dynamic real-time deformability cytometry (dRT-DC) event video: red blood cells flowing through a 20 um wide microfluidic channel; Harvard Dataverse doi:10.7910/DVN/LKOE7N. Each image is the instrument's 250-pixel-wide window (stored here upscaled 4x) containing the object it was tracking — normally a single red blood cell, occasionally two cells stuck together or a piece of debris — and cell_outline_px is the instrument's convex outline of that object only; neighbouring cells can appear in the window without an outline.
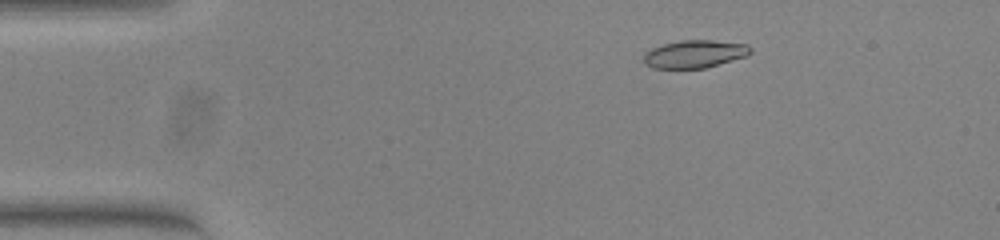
{"species": "common noctule bat (a hibernating species)", "species_latin": "Nyctalus noctula", "temperature_condition": "warm", "stored_images_in_passage": 54, "camera_frame_rate_fps": 3000, "um_per_image_px": 0.085, "animal": {"sex": "female", "body_mass_g": 23.0, "forearm_length_mm": 53.4}, "frame": {"image": 1, "passage_image": 9, "time_ms": 2.667, "image_size_px": [1000, 240], "cell_outline_px": [[752, 52], [748, 56], [704, 68], [652, 68], [644, 64], [644, 52], [652, 48], [664, 44], [680, 40], [712, 40], [748, 44], [752, 48]], "centroid_in_image_um": [59.06, 4.58], "position_along_channel_um": 25.9, "area_um2": 17.4}}
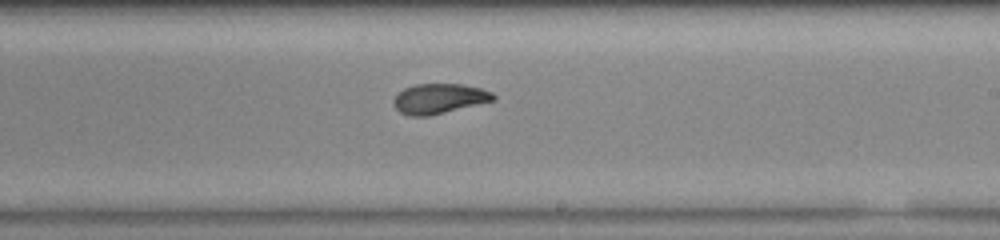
{"frame": {"image": 2, "passage_image": 32, "time_ms": 10.333, "image_size_px": [1000, 240], "cell_outline_px": [[496, 100], [428, 116], [412, 116], [400, 112], [392, 104], [392, 100], [404, 88], [416, 84], [464, 84], [480, 88], [492, 92], [496, 96]], "centroid_in_image_um": [37.34, 8.38], "position_along_channel_um": 251.7, "area_um2": 17.4}}
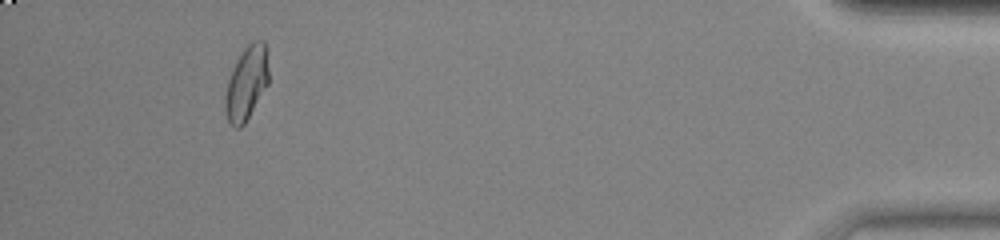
{"frame": {"image": 3, "passage_image": 50, "time_ms": 16.333, "image_size_px": [1000, 240], "cell_outline_px": [[268, 84], [244, 124], [240, 128], [236, 128], [228, 120], [224, 108], [224, 96], [228, 80], [232, 68], [244, 48], [252, 40], [264, 40], [268, 48]], "centroid_in_image_um": [20.96, 7.02], "position_along_channel_um": 414.2, "area_um2": 18.84}, "authors_computed_cell_mechanics": {"area_um2": 17.6868, "velocity_mm_per_s": 3.8398, "shape_relaxation_time_tau1_ms": null, "shape_relaxation_time_tau2_ms": 1.5889, "deformation_change_tau1": null, "deformation_change_tau2": 0.0571}}